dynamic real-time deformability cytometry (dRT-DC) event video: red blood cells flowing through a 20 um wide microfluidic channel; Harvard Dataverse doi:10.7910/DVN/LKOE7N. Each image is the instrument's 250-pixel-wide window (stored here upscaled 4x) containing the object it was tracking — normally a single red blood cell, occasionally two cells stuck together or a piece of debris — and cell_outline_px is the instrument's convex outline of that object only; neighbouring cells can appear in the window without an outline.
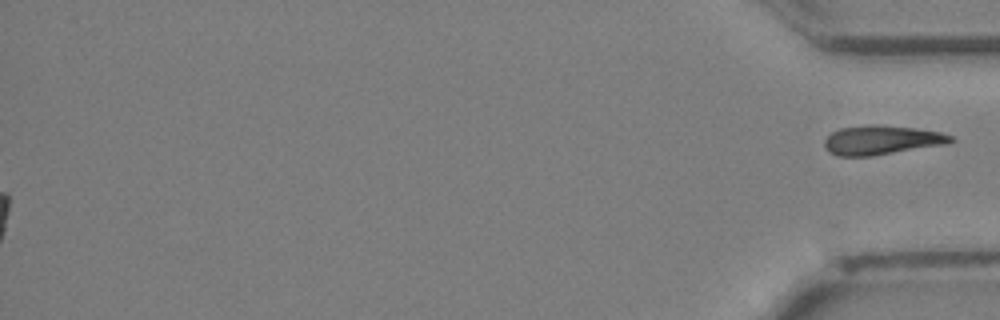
{"species": "Egyptian fruit bat (a non-hibernating species)", "species_latin": "Rousettus aegyptiacus", "temperature_condition": "cold", "stored_images_in_passage": 31, "segment_of_instrument_passage": [2, 2], "camera_frame_rate_fps": 3000, "um_per_image_px": 0.085, "animal": {"sex": "female"}, "frame": {"image": 1, "passage_image": 31, "time_ms": 10.0, "image_size_px": [1000, 320], "cell_outline_px": [[956, 140], [948, 144], [872, 156], [836, 156], [828, 152], [824, 148], [824, 140], [832, 132], [840, 128], [916, 128], [940, 132], [952, 136]], "centroid_in_image_um": [74.96, 11.97], "position_along_channel_um": 360.2, "area_um2": 20.58}}